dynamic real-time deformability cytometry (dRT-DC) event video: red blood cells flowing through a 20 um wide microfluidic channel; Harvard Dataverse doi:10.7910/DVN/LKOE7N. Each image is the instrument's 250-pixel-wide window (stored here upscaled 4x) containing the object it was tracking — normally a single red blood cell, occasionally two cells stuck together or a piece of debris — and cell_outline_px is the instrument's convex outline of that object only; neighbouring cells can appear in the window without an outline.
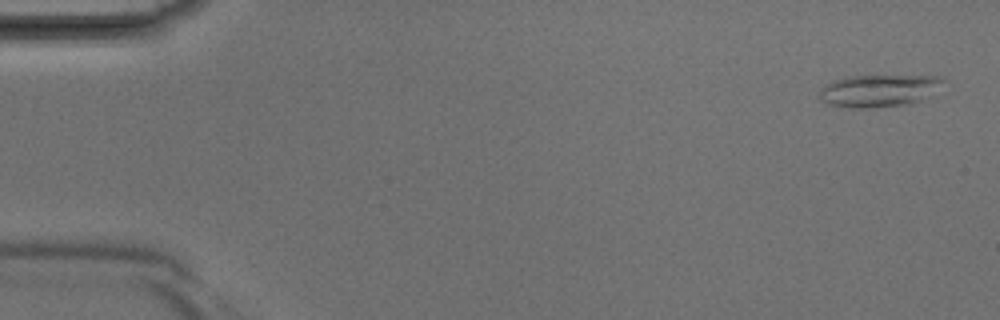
{"species": "Egyptian fruit bat (a non-hibernating species)", "species_latin": "Rousettus aegyptiacus", "temperature_condition": "room temperature", "stored_images_in_passage": 41, "camera_frame_rate_fps": 3000, "um_per_image_px": 0.085, "animal": {"sex": "male"}, "frame": {"image": 1, "passage_image": 2, "time_ms": 0.333, "image_size_px": [1000, 320], "cell_outline_px": [[944, 80], [920, 100], [912, 104], [876, 108], [848, 108], [828, 104], [820, 100], [820, 88], [832, 80], [852, 76], [940, 76]], "centroid_in_image_um": [74.59, 7.72], "position_along_channel_um": 10.4, "area_um2": 23.0}}
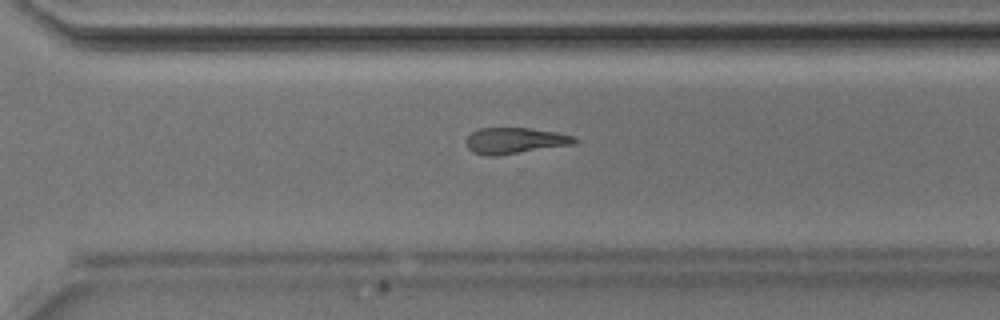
{"frame": {"image": 2, "passage_image": 29, "time_ms": 9.333, "image_size_px": [1000, 320], "cell_outline_px": [[580, 140], [576, 144], [496, 156], [484, 156], [472, 152], [468, 148], [464, 140], [472, 132], [480, 128], [528, 128], [556, 132], [576, 136]], "centroid_in_image_um": [43.78, 11.96], "position_along_channel_um": 326.8, "area_um2": 16.76}}
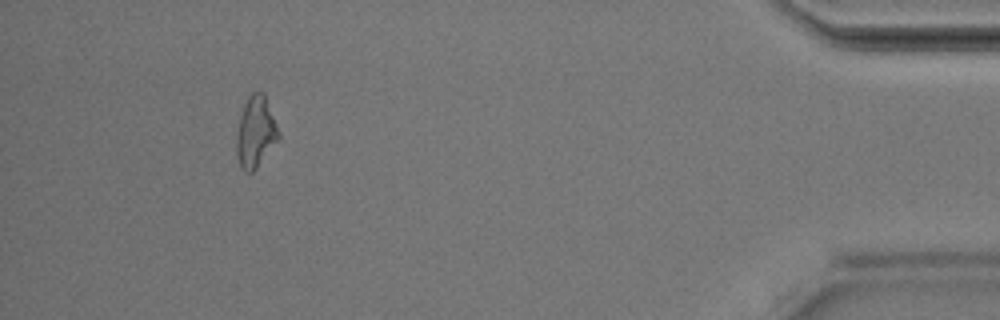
{"frame": {"image": 3, "passage_image": 38, "time_ms": 12.333, "image_size_px": [1000, 320], "cell_outline_px": [[280, 136], [256, 168], [252, 172], [244, 172], [240, 168], [236, 152], [236, 132], [240, 116], [244, 104], [248, 96], [252, 92], [264, 92], [280, 132]], "centroid_in_image_um": [21.71, 11.21], "position_along_channel_um": 413.5, "area_um2": 17.46}}